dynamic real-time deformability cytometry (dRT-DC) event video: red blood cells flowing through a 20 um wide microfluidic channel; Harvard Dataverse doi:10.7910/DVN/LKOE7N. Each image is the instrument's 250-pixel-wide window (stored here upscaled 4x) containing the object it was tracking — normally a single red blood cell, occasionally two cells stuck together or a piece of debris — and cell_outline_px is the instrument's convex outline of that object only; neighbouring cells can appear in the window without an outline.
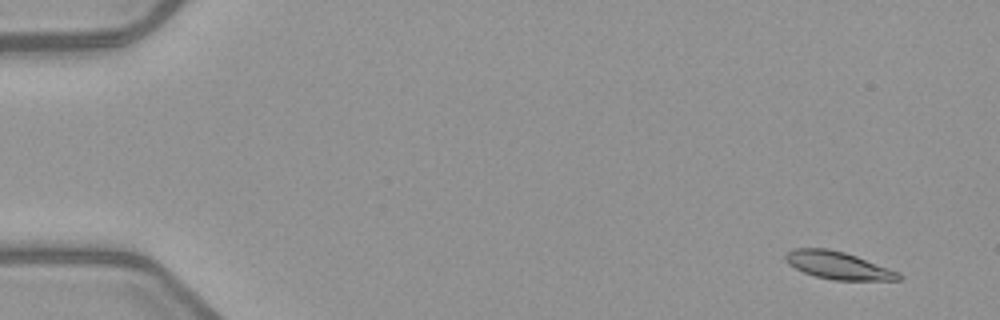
{"species": "common noctule bat (a hibernating species)", "species_latin": "Nyctalus noctula", "temperature_condition": "warm", "stored_images_in_passage": 4, "camera_frame_rate_fps": 3000, "um_per_image_px": 0.085, "animal": {"sex": "female", "body_mass_g": 21.9}, "frame": {"image": 1, "passage_image": 1, "time_ms": 0.0, "image_size_px": [1000, 320], "cell_outline_px": [[904, 276], [900, 280], [832, 280], [816, 276], [804, 272], [788, 264], [784, 260], [784, 256], [792, 248], [828, 248], [844, 252], [856, 256], [900, 272]], "centroid_in_image_um": [71.24, 22.55], "position_along_channel_um": 13.8, "area_um2": 18.21}}
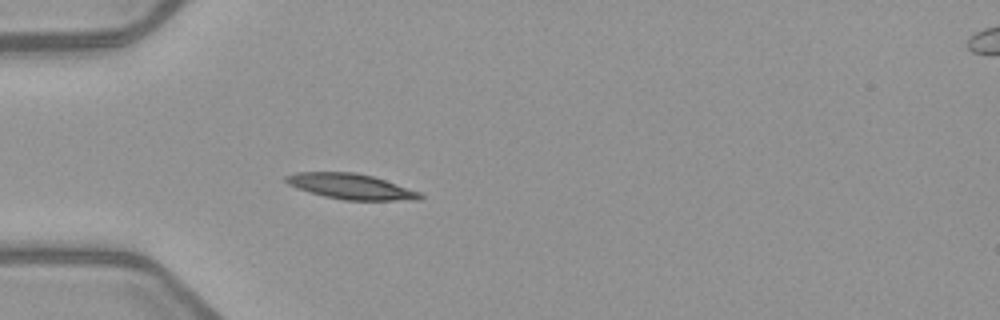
{"frame": {"image": 2, "passage_image": 4, "time_ms": 4.333, "image_size_px": [1000, 320], "cell_outline_px": [[424, 196], [420, 200], [344, 200], [324, 196], [296, 188], [288, 184], [284, 180], [284, 176], [296, 172], [356, 172], [372, 176], [420, 192]], "centroid_in_image_um": [29.8, 15.85], "position_along_channel_um": 55.2, "area_um2": 19.83}}